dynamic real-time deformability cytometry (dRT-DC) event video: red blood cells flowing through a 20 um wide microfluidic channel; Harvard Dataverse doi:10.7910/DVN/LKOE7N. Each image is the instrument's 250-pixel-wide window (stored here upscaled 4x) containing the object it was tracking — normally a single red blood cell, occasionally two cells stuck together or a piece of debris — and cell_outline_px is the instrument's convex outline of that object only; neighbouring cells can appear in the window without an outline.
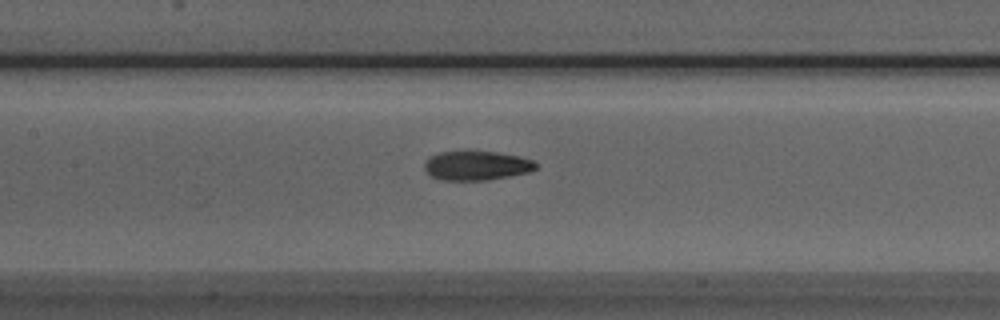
{"species": "Egyptian fruit bat (a non-hibernating species)", "species_latin": "Rousettus aegyptiacus", "temperature_condition": "room temperature", "stored_images_in_passage": 42, "camera_frame_rate_fps": 3000, "um_per_image_px": 0.085, "animal": {"sex": "male"}, "frame": {"image": 1, "passage_image": 14, "time_ms": 4.333, "image_size_px": [1000, 320], "cell_outline_px": [[536, 168], [528, 172], [488, 180], [440, 180], [432, 176], [424, 168], [424, 164], [428, 156], [440, 152], [496, 152], [520, 156], [532, 160], [536, 164]], "centroid_in_image_um": [40.48, 14.08], "position_along_channel_um": 166.9, "area_um2": 18.79}}
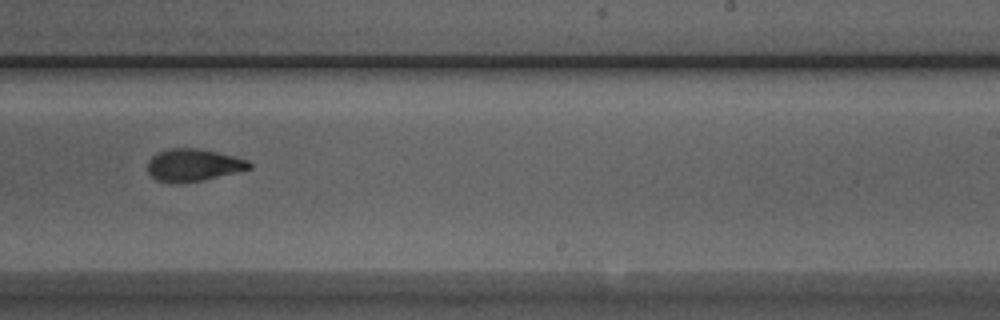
{"frame": {"image": 2, "passage_image": 22, "time_ms": 7.0, "image_size_px": [1000, 320], "cell_outline_px": [[252, 168], [204, 180], [180, 184], [172, 184], [156, 180], [148, 172], [148, 160], [156, 152], [168, 148], [196, 148], [216, 152], [248, 160], [252, 164]], "centroid_in_image_um": [16.39, 14.04], "position_along_channel_um": 272.6, "area_um2": 19.36}}
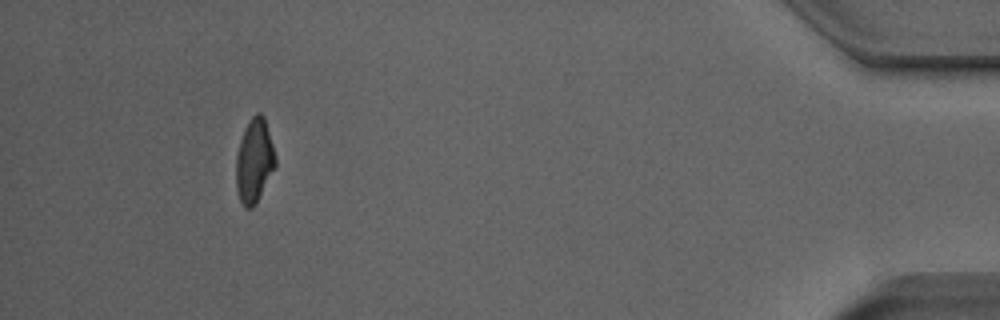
{"frame": {"image": 3, "passage_image": 38, "time_ms": 12.333, "image_size_px": [1000, 320], "cell_outline_px": [[276, 168], [252, 208], [244, 208], [240, 200], [236, 188], [236, 156], [240, 140], [244, 128], [248, 120], [256, 112], [260, 112], [264, 116], [276, 156]], "centroid_in_image_um": [21.62, 13.64], "position_along_channel_um": 413.6, "area_um2": 19.36}, "authors_computed_cell_mechanics": {"area_um2": 19.363, "velocity_mm_per_s": 3.9748, "shape_relaxation_time_tau1_ms": 7.1195, "shape_relaxation_time_tau2_ms": 2.4605, "deformation_change_tau1": 0.2077, "deformation_change_tau2": 0.0937}}